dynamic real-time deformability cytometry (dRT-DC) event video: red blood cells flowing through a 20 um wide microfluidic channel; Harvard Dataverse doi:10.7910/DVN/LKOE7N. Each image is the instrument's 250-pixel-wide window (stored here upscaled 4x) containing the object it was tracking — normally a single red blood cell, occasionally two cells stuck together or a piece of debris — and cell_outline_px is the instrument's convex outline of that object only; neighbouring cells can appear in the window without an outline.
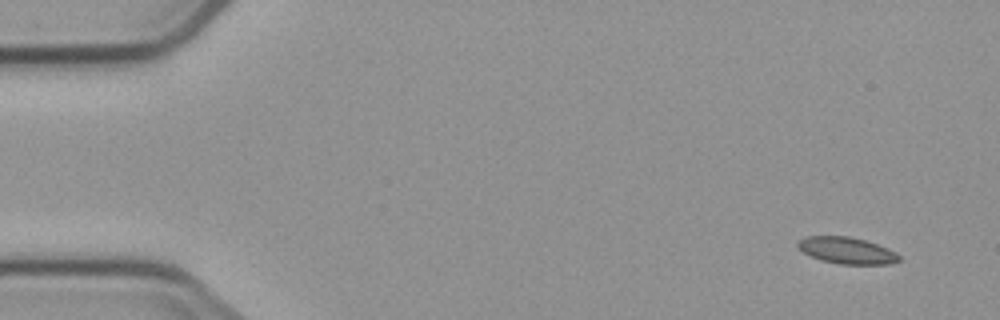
{"species": "common noctule bat (a hibernating species)", "species_latin": "Nyctalus noctula", "temperature_condition": "cold", "stored_images_in_passage": 4, "camera_frame_rate_fps": 3000, "um_per_image_px": 0.085, "animal": {"sex": "male", "body_mass_g": 23.1, "forearm_length_mm": 52.7}, "frame": {"image": 1, "passage_image": 1, "time_ms": 0.0, "image_size_px": [1000, 320], "cell_outline_px": [[900, 260], [892, 264], [840, 264], [820, 260], [796, 248], [796, 244], [804, 236], [848, 236], [864, 240], [888, 248], [896, 252], [900, 256]], "centroid_in_image_um": [71.97, 21.29], "position_along_channel_um": 13.0, "area_um2": 15.72}}